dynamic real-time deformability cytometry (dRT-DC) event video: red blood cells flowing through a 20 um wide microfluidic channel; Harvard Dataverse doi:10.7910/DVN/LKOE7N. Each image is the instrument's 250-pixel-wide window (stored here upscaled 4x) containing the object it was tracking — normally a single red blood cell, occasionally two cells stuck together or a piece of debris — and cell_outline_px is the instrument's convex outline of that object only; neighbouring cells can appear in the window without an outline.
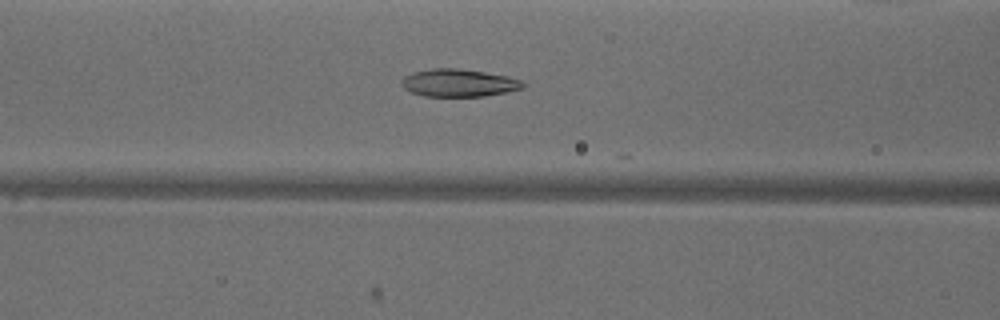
{"species": "common noctule bat (a hibernating species)", "species_latin": "Nyctalus noctula", "temperature_condition": "warm", "stored_images_in_passage": 39, "camera_frame_rate_fps": 3000, "um_per_image_px": 0.085, "animal": {"sex": "male", "body_mass_g": 18.8}, "frame": {"image": 1, "passage_image": 7, "time_ms": 2.0, "image_size_px": [1000, 320], "cell_outline_px": [[524, 88], [484, 96], [424, 96], [412, 92], [404, 88], [400, 84], [400, 80], [404, 76], [412, 72], [432, 68], [456, 68], [484, 72], [508, 76], [520, 80], [524, 84]], "centroid_in_image_um": [38.94, 7.04], "position_along_channel_um": 127.7, "area_um2": 19.48}}
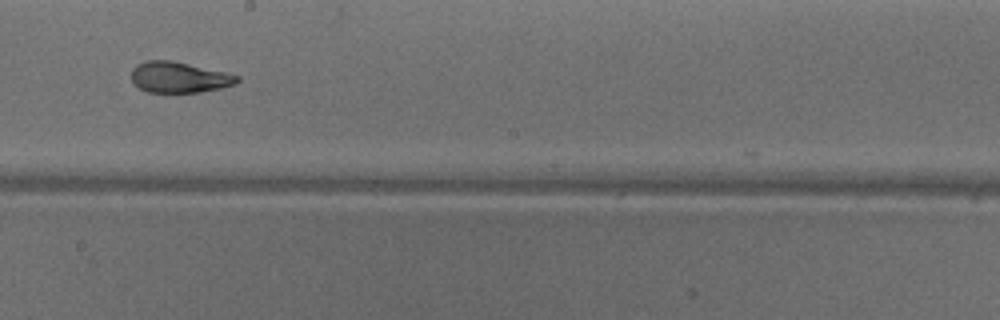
{"frame": {"image": 2, "passage_image": 15, "time_ms": 4.667, "image_size_px": [1000, 320], "cell_outline_px": [[240, 80], [236, 84], [220, 88], [200, 92], [148, 92], [140, 88], [132, 80], [132, 68], [136, 64], [148, 60], [172, 60], [224, 72], [240, 76]], "centroid_in_image_um": [15.23, 6.56], "position_along_channel_um": 233.0, "area_um2": 18.9}}
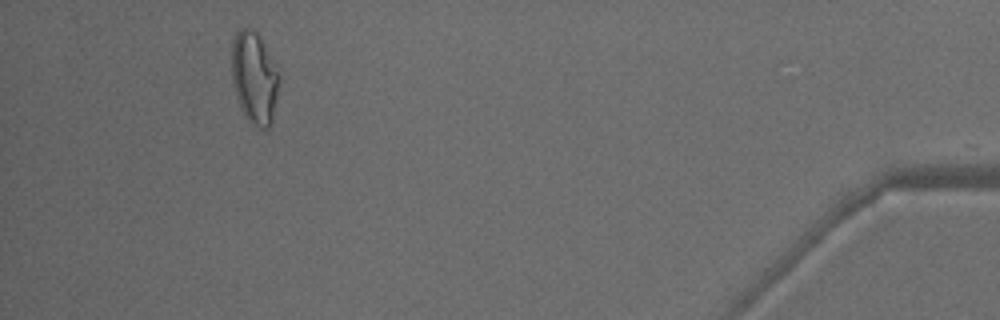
{"frame": {"image": 3, "passage_image": 34, "time_ms": 11.0, "image_size_px": [1000, 320], "cell_outline_px": [[280, 76], [272, 124], [268, 128], [260, 128], [252, 124], [248, 120], [240, 104], [232, 80], [232, 40], [236, 32], [240, 28], [252, 28], [256, 32]], "centroid_in_image_um": [21.61, 6.62], "position_along_channel_um": 413.6, "area_um2": 24.85}, "authors_computed_cell_mechanics": {"area_um2": 20.23, "velocity_mm_per_s": 3.963, "shape_relaxation_time_tau1_ms": 7.832, "shape_relaxation_time_tau2_ms": 2.0339, "deformation_change_tau1": 0.2097, "deformation_change_tau2": 0.0851}}